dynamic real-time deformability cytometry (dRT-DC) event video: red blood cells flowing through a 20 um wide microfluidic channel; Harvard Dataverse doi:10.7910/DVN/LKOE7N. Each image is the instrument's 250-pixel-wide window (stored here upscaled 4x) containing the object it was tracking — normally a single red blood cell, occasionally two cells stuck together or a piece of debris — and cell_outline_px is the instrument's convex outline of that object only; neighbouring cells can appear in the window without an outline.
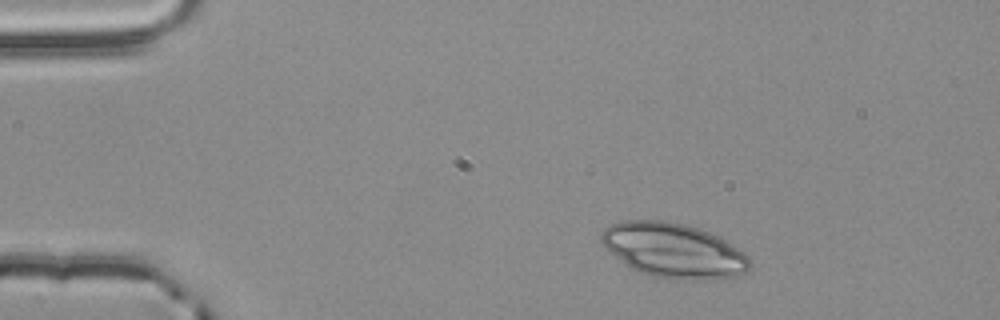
{"species": "common noctule bat (a hibernating species)", "species_latin": "Nyctalus noctula", "temperature_condition": "room temperature", "stored_images_in_passage": 2, "camera_frame_rate_fps": 3000, "um_per_image_px": 0.085, "animal": {"sex": "male", "body_mass_g": 20.4}, "frame": {"image": 1, "passage_image": 1, "time_ms": 0.0, "image_size_px": [1000, 320], "cell_outline_px": [[748, 268], [740, 276], [696, 280], [668, 280], [652, 276], [640, 272], [624, 264], [608, 252], [600, 240], [600, 232], [604, 228], [620, 220], [664, 220], [684, 224], [700, 228], [724, 240], [744, 252], [748, 256]], "centroid_in_image_um": [57.19, 21.29], "position_along_channel_um": 27.8, "area_um2": 47.51}}